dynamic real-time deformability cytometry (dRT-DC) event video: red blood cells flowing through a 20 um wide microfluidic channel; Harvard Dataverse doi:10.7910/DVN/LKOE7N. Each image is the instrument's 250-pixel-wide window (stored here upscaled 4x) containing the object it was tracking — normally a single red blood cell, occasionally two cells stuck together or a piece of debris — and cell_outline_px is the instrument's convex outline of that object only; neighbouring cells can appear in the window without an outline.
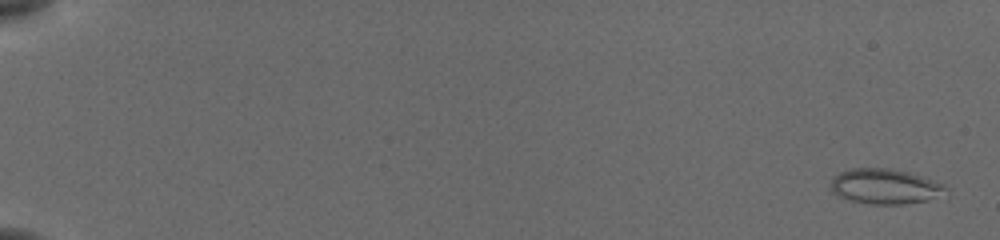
{"species": "common noctule bat (a hibernating species)", "species_latin": "Nyctalus noctula", "temperature_condition": "cold", "stored_images_in_passage": 57, "camera_frame_rate_fps": 3000, "um_per_image_px": 0.085, "animal": {"sex": "female", "body_mass_g": 19.5, "forearm_length_mm": 54.1}, "frame": {"image": 1, "passage_image": 2, "time_ms": 0.333, "image_size_px": [1000, 240], "cell_outline_px": [[948, 196], [928, 200], [904, 204], [872, 204], [848, 200], [836, 196], [832, 192], [832, 176], [848, 168], [892, 168], [908, 172], [944, 184], [948, 188]], "centroid_in_image_um": [75.26, 15.85], "position_along_channel_um": 9.7, "area_um2": 23.99}}
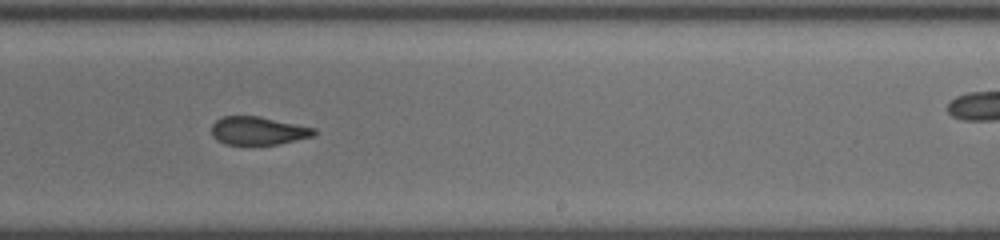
{"frame": {"image": 2, "passage_image": 37, "time_ms": 12.0, "image_size_px": [1000, 240], "cell_outline_px": [[316, 132], [312, 136], [280, 144], [224, 144], [216, 140], [212, 136], [212, 124], [216, 120], [224, 116], [260, 116], [316, 128]], "centroid_in_image_um": [21.92, 11.11], "position_along_channel_um": 267.1, "area_um2": 16.82}}
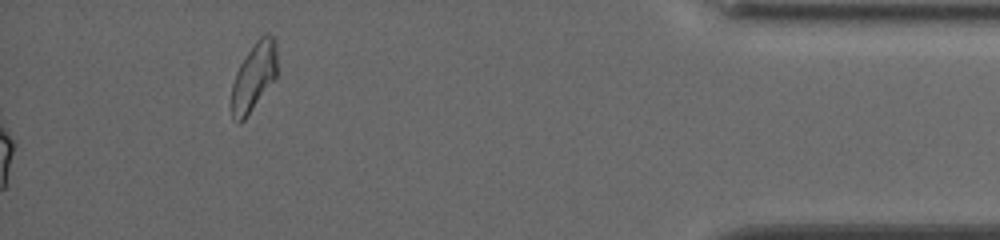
{"frame": {"image": 3, "passage_image": 57, "time_ms": 18.667, "image_size_px": [1000, 240], "cell_outline_px": [[276, 76], [244, 120], [240, 124], [232, 120], [232, 84], [236, 72], [240, 64], [256, 40], [264, 32], [268, 32], [276, 36]], "centroid_in_image_um": [21.58, 6.48], "position_along_channel_um": 413.6, "area_um2": 18.03}, "authors_computed_cell_mechanics": {"area_um2": 18.4382, "velocity_mm_per_s": 3.8513, "shape_relaxation_time_tau1_ms": 11.2893, "shape_relaxation_time_tau2_ms": 2.0205, "deformation_change_tau1": 0.2435, "deformation_change_tau2": 0.0808}}